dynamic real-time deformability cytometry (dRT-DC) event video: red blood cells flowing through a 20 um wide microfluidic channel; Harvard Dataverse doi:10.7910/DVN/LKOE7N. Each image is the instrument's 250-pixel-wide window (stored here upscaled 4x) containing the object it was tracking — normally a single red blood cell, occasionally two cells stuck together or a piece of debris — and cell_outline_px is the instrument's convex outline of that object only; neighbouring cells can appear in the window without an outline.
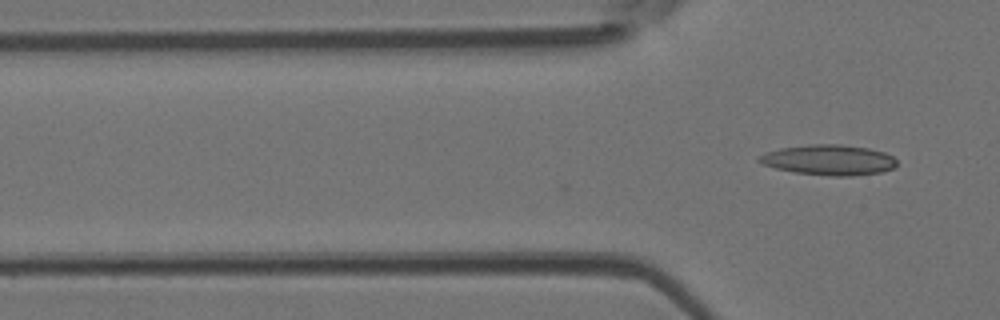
{"species": "Egyptian fruit bat (a non-hibernating species)", "species_latin": "Rousettus aegyptiacus", "temperature_condition": "room temperature", "stored_images_in_passage": 2, "camera_frame_rate_fps": 3000, "um_per_image_px": 0.085, "animal": {"sex": "female"}, "frame": {"image": 1, "passage_image": 2, "time_ms": 0.333, "image_size_px": [1000, 320], "cell_outline_px": [[896, 164], [892, 168], [880, 172], [852, 176], [832, 176], [796, 172], [776, 168], [764, 164], [756, 160], [756, 156], [764, 152], [780, 148], [812, 144], [840, 144], [868, 148], [884, 152], [892, 156], [896, 160]], "centroid_in_image_um": [70.42, 13.58], "position_along_channel_um": 55.4, "area_um2": 24.28}}